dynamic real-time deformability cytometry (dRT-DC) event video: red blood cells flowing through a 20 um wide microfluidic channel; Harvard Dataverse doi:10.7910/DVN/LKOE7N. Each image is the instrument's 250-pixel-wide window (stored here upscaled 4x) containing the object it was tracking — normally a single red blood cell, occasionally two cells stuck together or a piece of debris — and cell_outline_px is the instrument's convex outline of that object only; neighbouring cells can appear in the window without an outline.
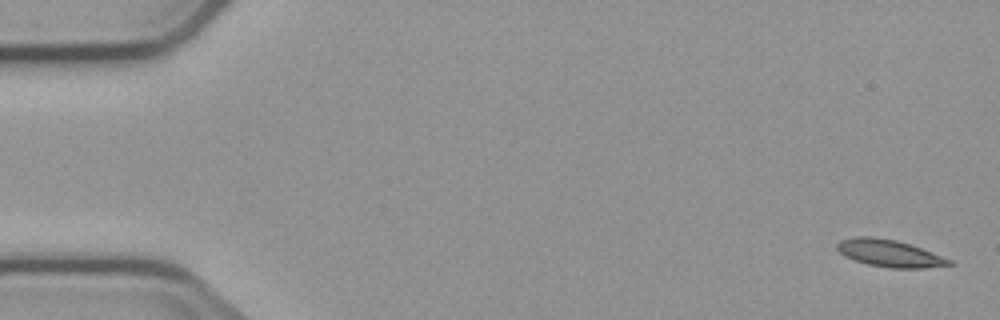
{"species": "common noctule bat (a hibernating species)", "species_latin": "Nyctalus noctula", "temperature_condition": "cold", "stored_images_in_passage": 5, "camera_frame_rate_fps": 3000, "um_per_image_px": 0.085, "animal": {"sex": "male", "body_mass_g": 23.1, "forearm_length_mm": 52.7}, "frame": {"image": 1, "passage_image": 1, "time_ms": 0.0, "image_size_px": [1000, 320], "cell_outline_px": [[956, 264], [924, 268], [888, 268], [868, 264], [844, 256], [836, 248], [836, 244], [840, 240], [856, 236], [872, 236], [896, 240], [932, 252], [952, 260]], "centroid_in_image_um": [75.6, 21.53], "position_along_channel_um": 9.4, "area_um2": 17.69}}
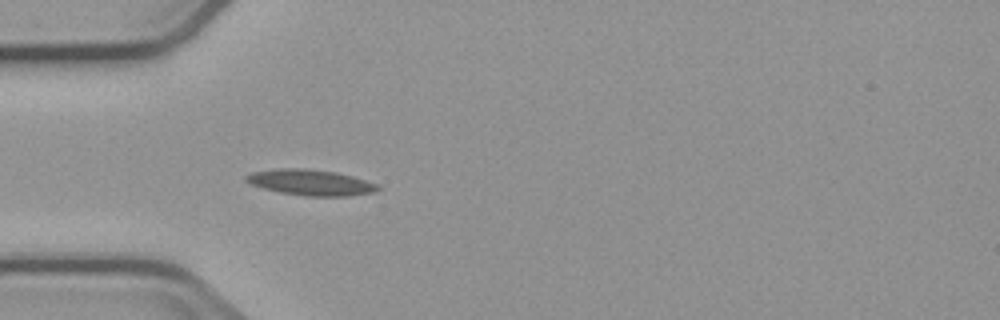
{"frame": {"image": 2, "passage_image": 5, "time_ms": 5.0, "image_size_px": [1000, 320], "cell_outline_px": [[380, 188], [376, 192], [352, 196], [308, 196], [280, 192], [264, 188], [252, 184], [244, 180], [244, 176], [252, 172], [280, 168], [304, 168], [336, 172], [352, 176], [380, 184]], "centroid_in_image_um": [26.45, 15.51], "position_along_channel_um": 58.5, "area_um2": 19.88}}